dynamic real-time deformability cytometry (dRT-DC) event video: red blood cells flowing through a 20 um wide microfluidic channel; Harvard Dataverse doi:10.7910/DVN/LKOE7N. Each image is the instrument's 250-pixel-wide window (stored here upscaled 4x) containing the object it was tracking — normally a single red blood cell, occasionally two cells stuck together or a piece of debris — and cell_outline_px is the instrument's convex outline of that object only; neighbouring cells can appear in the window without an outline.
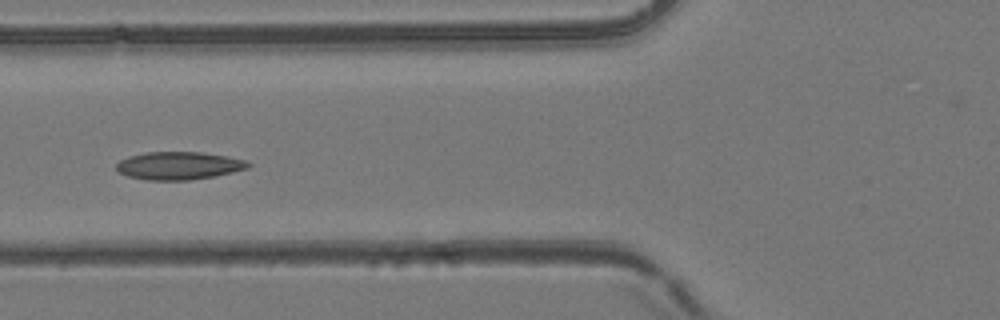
{"species": "common noctule bat (a hibernating species)", "species_latin": "Nyctalus noctula", "temperature_condition": "room temperature", "stored_images_in_passage": 52, "camera_frame_rate_fps": 3000, "um_per_image_px": 0.085, "animal": {"sex": "female", "body_mass_g": 24.6, "forearm_length_mm": 56.2}, "frame": {"image": 1, "passage_image": 20, "time_ms": 6.333, "image_size_px": [1000, 320], "cell_outline_px": [[252, 164], [248, 168], [216, 176], [188, 180], [148, 180], [128, 176], [116, 172], [116, 164], [120, 160], [128, 156], [144, 152], [200, 152], [228, 156], [244, 160]], "centroid_in_image_um": [15.17, 14.08], "position_along_channel_um": 110.6, "area_um2": 21.5}}
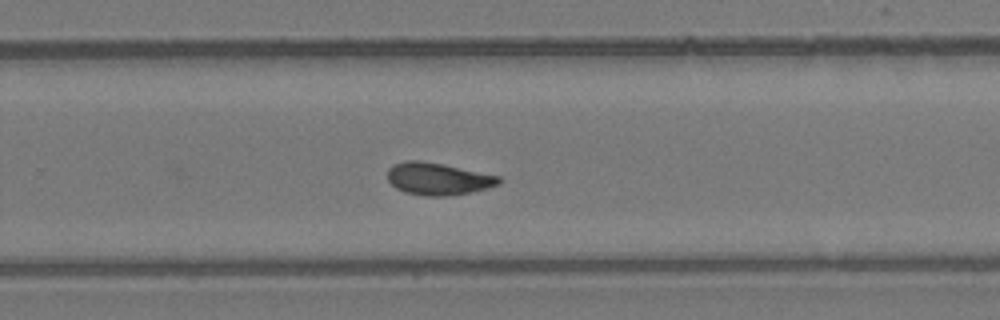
{"frame": {"image": 2, "passage_image": 34, "time_ms": 11.0, "image_size_px": [1000, 320], "cell_outline_px": [[500, 184], [488, 188], [448, 196], [424, 196], [404, 192], [396, 188], [388, 180], [388, 168], [392, 164], [404, 160], [420, 160], [444, 164], [500, 176]], "centroid_in_image_um": [37.2, 15.19], "position_along_channel_um": 292.6, "area_um2": 21.04}}
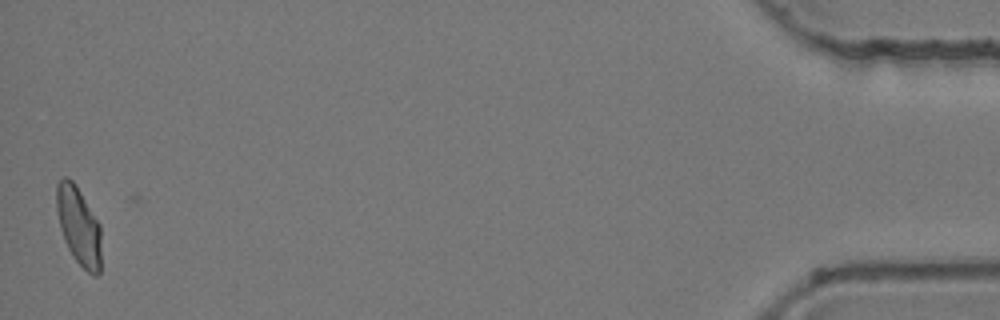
{"frame": {"image": 3, "passage_image": 52, "time_ms": 17.0, "image_size_px": [1000, 320], "cell_outline_px": [[100, 272], [96, 276], [92, 276], [72, 256], [64, 240], [60, 228], [56, 208], [56, 184], [64, 176], [68, 176], [76, 184], [100, 224]], "centroid_in_image_um": [6.68, 19.18], "position_along_channel_um": 428.5, "area_um2": 20.46}, "authors_computed_cell_mechanics": {"area_um2": 21.0103, "velocity_mm_per_s": 3.9023, "shape_relaxation_time_tau1_ms": 9.5159, "shape_relaxation_time_tau2_ms": 3.6305, "deformation_change_tau1": 0.1985, "deformation_change_tau2": 0.0788}}